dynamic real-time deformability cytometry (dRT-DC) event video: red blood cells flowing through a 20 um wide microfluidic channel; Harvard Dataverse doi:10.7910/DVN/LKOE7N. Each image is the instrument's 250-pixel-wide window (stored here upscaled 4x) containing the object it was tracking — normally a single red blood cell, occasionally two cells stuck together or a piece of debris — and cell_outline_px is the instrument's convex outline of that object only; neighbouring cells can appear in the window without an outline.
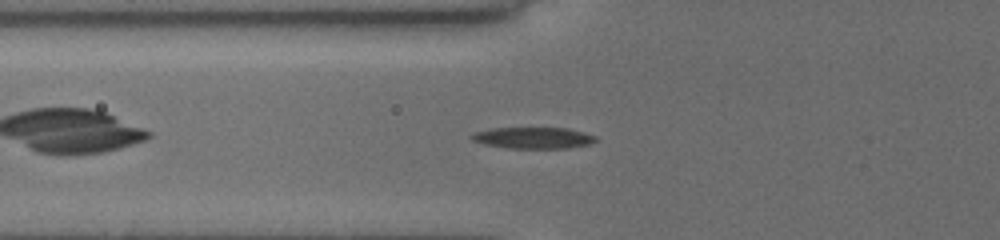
{"species": "common noctule bat (a hibernating species)", "species_latin": "Nyctalus noctula", "temperature_condition": "cold", "stored_images_in_passage": 39, "camera_frame_rate_fps": 3000, "um_per_image_px": 0.085, "animal": {"sex": "female", "body_mass_g": 19.5, "forearm_length_mm": 54.1}, "frame": {"image": 1, "passage_image": 7, "time_ms": 2.0, "image_size_px": [1000, 240], "cell_outline_px": [[596, 140], [592, 144], [568, 148], [508, 148], [484, 144], [472, 140], [468, 136], [472, 132], [492, 128], [568, 128], [584, 132], [596, 136]], "centroid_in_image_um": [45.31, 11.71], "position_along_channel_um": 80.5, "area_um2": 15.61}}
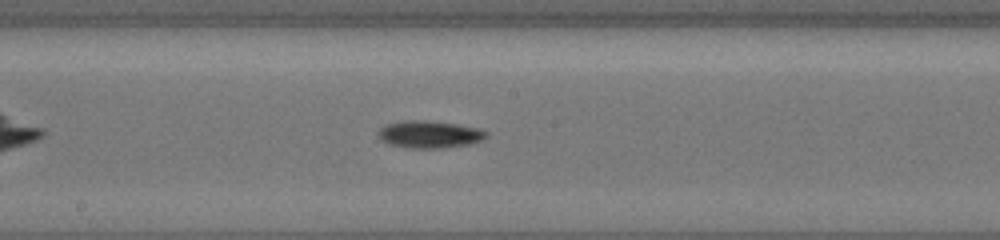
{"frame": {"image": 2, "passage_image": 17, "time_ms": 5.333, "image_size_px": [1000, 240], "cell_outline_px": [[488, 136], [484, 140], [468, 144], [440, 148], [408, 148], [388, 144], [380, 140], [376, 132], [380, 128], [388, 124], [404, 120], [424, 120], [456, 124], [480, 128], [488, 132]], "centroid_in_image_um": [36.5, 11.42], "position_along_channel_um": 211.7, "area_um2": 17.34}}
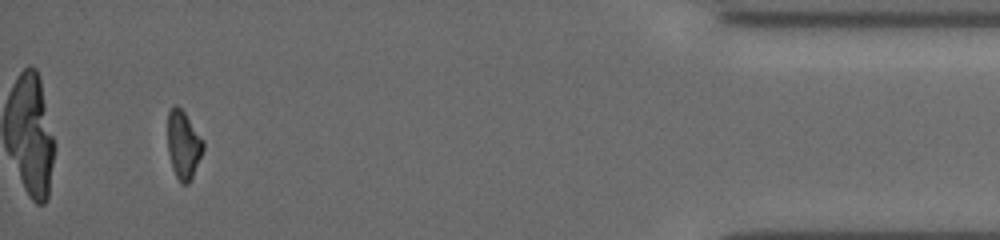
{"frame": {"image": 3, "passage_image": 37, "time_ms": 12.0, "image_size_px": [1000, 240], "cell_outline_px": [[204, 148], [192, 176], [188, 184], [180, 184], [172, 168], [168, 152], [168, 112], [176, 104], [184, 112], [204, 140]], "centroid_in_image_um": [15.59, 12.32], "position_along_channel_um": 419.6, "area_um2": 13.99}, "authors_computed_cell_mechanics": {"area_um2": 15.7216, "velocity_mm_per_s": 3.9458, "shape_relaxation_time_tau1_ms": 5.1767, "shape_relaxation_time_tau2_ms": null, "deformation_change_tau1": 0.1401, "deformation_change_tau2": null}}